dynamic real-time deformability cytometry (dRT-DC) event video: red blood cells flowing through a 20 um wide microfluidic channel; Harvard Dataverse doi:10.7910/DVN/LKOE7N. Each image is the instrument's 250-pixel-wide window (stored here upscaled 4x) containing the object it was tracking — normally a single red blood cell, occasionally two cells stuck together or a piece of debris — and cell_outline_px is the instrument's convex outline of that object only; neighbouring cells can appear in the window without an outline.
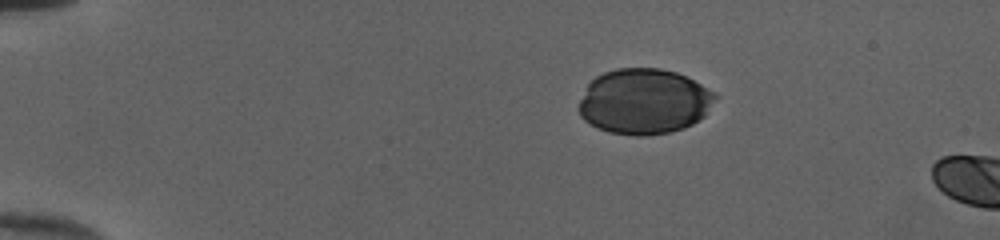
{"species": "human", "species_latin": "Homo sapiens", "temperature_condition": "cold", "stored_images_in_passage": 6, "camera_frame_rate_fps": 3000, "um_per_image_px": 0.085, "donor": {"sex": "female"}, "frame": {"image": 1, "passage_image": 1, "time_ms": 0.0, "image_size_px": [1000, 240], "cell_outline_px": [[716, 96], [704, 116], [692, 124], [684, 128], [668, 132], [644, 136], [636, 136], [608, 132], [596, 128], [584, 120], [580, 116], [576, 108], [588, 84], [596, 76], [604, 72], [616, 68], [660, 68], [676, 72], [716, 92]], "centroid_in_image_um": [54.7, 8.63], "position_along_channel_um": 30.3, "area_um2": 52.08}}